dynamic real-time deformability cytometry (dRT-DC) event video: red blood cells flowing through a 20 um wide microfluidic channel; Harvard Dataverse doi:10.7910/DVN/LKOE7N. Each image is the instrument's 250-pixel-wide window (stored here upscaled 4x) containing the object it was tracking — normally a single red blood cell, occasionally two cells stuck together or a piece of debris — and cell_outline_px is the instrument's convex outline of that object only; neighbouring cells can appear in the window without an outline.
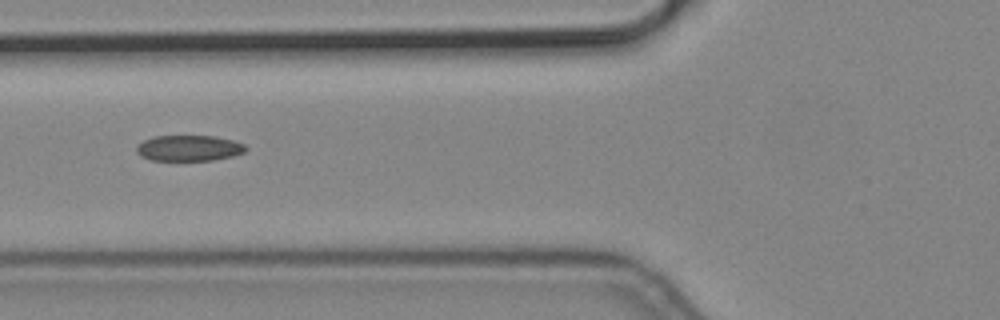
{"species": "common noctule bat (a hibernating species)", "species_latin": "Nyctalus noctula", "temperature_condition": "cold", "stored_images_in_passage": 8, "segment_of_instrument_passage": [2, 2], "camera_frame_rate_fps": 3000, "um_per_image_px": 0.085, "animal": {"sex": "male", "body_mass_g": 19.2, "forearm_length_mm": 51.8}, "frame": {"image": 1, "passage_image": 7, "time_ms": 2.0, "image_size_px": [1000, 320], "cell_outline_px": [[248, 148], [244, 152], [232, 156], [212, 160], [152, 160], [140, 156], [136, 152], [136, 144], [152, 136], [216, 136], [232, 140], [244, 144]], "centroid_in_image_um": [16.03, 12.58], "position_along_channel_um": 109.8, "area_um2": 16.47}}
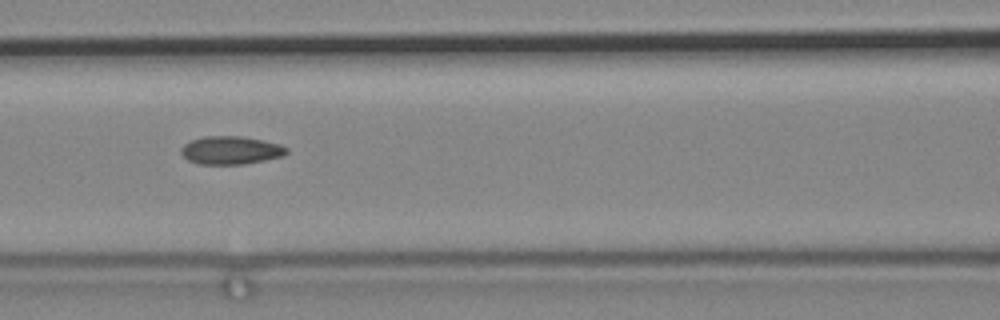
{"frame": {"image": 2, "passage_image": 8, "time_ms": 2.333, "image_size_px": [1000, 320], "cell_outline_px": [[288, 152], [284, 156], [244, 164], [200, 164], [188, 160], [180, 152], [180, 148], [184, 144], [192, 140], [204, 136], [240, 136], [264, 140], [280, 144], [288, 148]], "centroid_in_image_um": [19.63, 12.77], "position_along_channel_um": 147.0, "area_um2": 17.34}}